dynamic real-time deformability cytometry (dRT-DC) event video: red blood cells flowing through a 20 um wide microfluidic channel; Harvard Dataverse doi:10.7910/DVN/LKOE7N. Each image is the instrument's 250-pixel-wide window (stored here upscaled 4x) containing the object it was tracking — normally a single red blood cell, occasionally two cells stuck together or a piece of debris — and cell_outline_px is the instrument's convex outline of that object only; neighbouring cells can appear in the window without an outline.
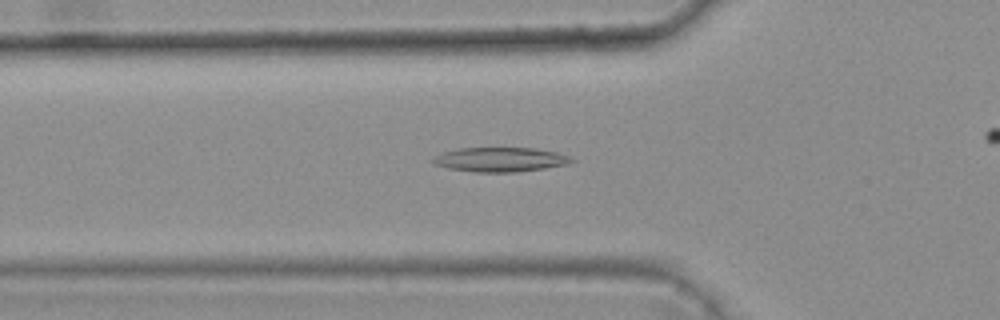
{"species": "common noctule bat (a hibernating species)", "species_latin": "Nyctalus noctula", "temperature_condition": "warm", "stored_images_in_passage": 41, "camera_frame_rate_fps": 3000, "um_per_image_px": 0.085, "animal": {"sex": "female", "body_mass_g": 25.1}, "frame": {"image": 1, "passage_image": 12, "time_ms": 3.667, "image_size_px": [1000, 320], "cell_outline_px": [[576, 160], [568, 164], [544, 168], [516, 172], [472, 172], [448, 168], [432, 164], [428, 160], [444, 152], [456, 148], [536, 148], [556, 152], [572, 156]], "centroid_in_image_um": [42.51, 13.56], "position_along_channel_um": 83.3, "area_um2": 19.94}}
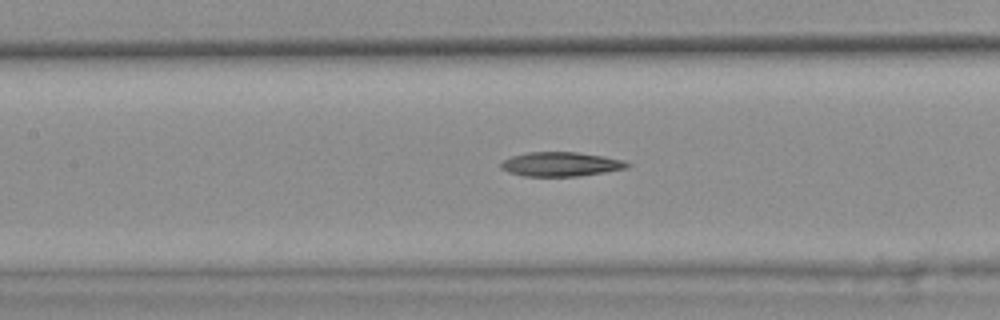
{"frame": {"image": 2, "passage_image": 18, "time_ms": 5.667, "image_size_px": [1000, 320], "cell_outline_px": [[632, 164], [628, 168], [604, 172], [576, 176], [524, 176], [508, 172], [500, 168], [500, 164], [504, 160], [512, 156], [528, 152], [576, 152], [604, 156], [624, 160]], "centroid_in_image_um": [47.68, 13.95], "position_along_channel_um": 159.7, "area_um2": 17.86}}
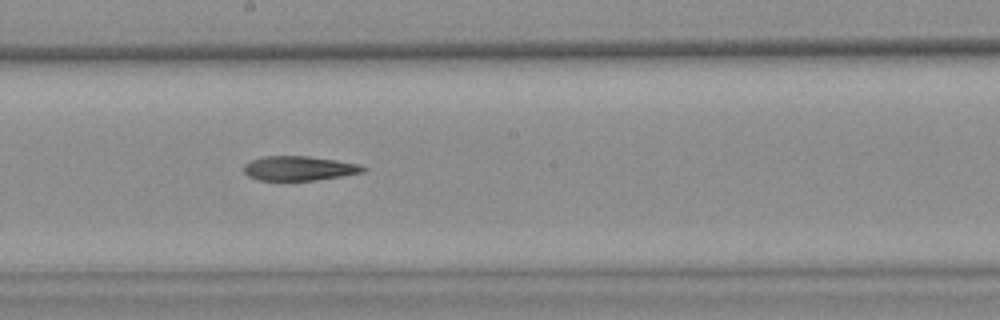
{"frame": {"image": 3, "passage_image": 23, "time_ms": 7.333, "image_size_px": [1000, 320], "cell_outline_px": [[368, 168], [364, 172], [316, 180], [260, 180], [248, 176], [244, 172], [244, 164], [252, 160], [264, 156], [308, 156], [336, 160], [360, 164]], "centroid_in_image_um": [25.44, 14.3], "position_along_channel_um": 222.8, "area_um2": 16.94}}